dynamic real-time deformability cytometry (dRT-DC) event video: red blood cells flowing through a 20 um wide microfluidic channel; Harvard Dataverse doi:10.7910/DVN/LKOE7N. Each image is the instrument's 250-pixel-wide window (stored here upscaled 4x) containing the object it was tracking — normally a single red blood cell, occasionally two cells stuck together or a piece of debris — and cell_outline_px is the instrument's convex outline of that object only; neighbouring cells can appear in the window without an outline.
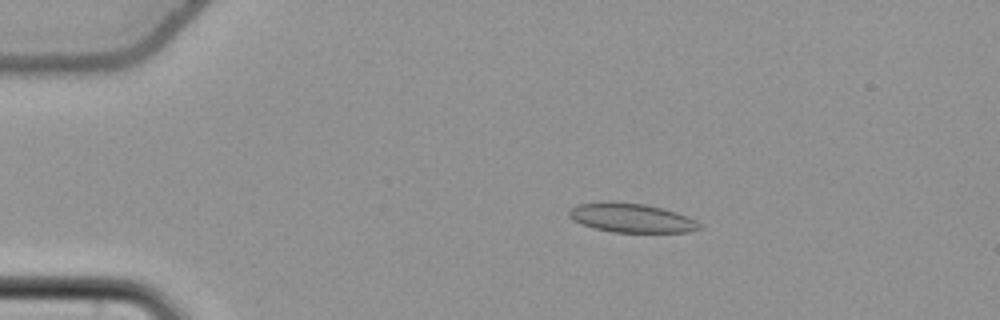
{"species": "common noctule bat (a hibernating species)", "species_latin": "Nyctalus noctula", "temperature_condition": "cold", "stored_images_in_passage": 17, "camera_frame_rate_fps": 3000, "um_per_image_px": 0.085, "animal": {"sex": "female", "body_mass_g": 22.7, "forearm_length_mm": 54.2}, "frame": {"image": 1, "passage_image": 12, "time_ms": 3.667, "image_size_px": [1000, 320], "cell_outline_px": [[700, 228], [688, 232], [612, 232], [580, 224], [572, 220], [568, 216], [568, 212], [572, 208], [580, 204], [604, 200], [612, 200], [644, 204], [676, 212], [688, 216], [696, 220], [700, 224]], "centroid_in_image_um": [53.63, 18.5], "position_along_channel_um": 31.4, "area_um2": 22.25}}